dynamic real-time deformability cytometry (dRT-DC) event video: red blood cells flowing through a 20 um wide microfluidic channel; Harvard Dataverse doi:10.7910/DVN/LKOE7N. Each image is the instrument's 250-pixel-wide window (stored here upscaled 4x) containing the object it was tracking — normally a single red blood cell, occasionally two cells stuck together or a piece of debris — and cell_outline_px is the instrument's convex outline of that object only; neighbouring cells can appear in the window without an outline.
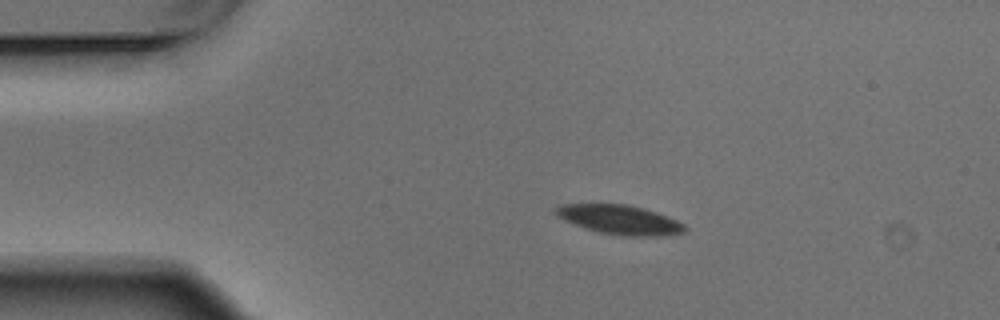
{"species": "Egyptian fruit bat (a non-hibernating species)", "species_latin": "Rousettus aegyptiacus", "temperature_condition": "warm", "stored_images_in_passage": 4, "camera_frame_rate_fps": 3000, "um_per_image_px": 0.085, "animal": {"sex": "male"}, "frame": {"image": 1, "passage_image": 2, "time_ms": 0.333, "image_size_px": [1000, 320], "cell_outline_px": [[688, 228], [684, 232], [668, 236], [624, 236], [600, 232], [584, 228], [564, 220], [556, 216], [552, 208], [560, 204], [628, 204], [644, 208], [668, 216], [684, 224]], "centroid_in_image_um": [52.67, 18.67], "position_along_channel_um": 32.3, "area_um2": 22.31}}
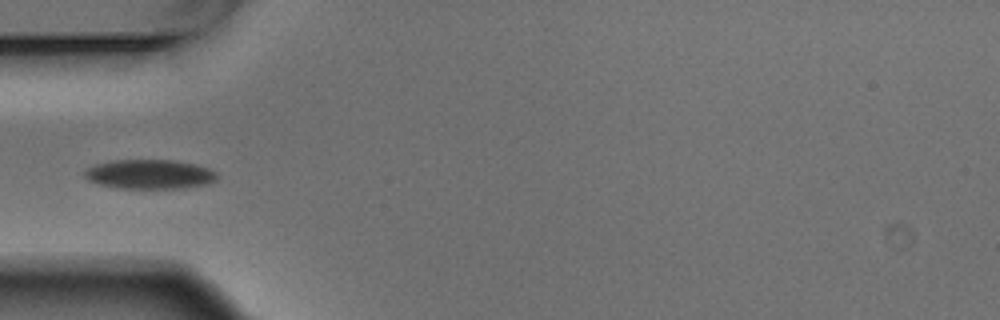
{"frame": {"image": 2, "passage_image": 4, "time_ms": 1.0, "image_size_px": [1000, 320], "cell_outline_px": [[216, 180], [204, 184], [184, 188], [116, 188], [96, 184], [88, 180], [84, 176], [84, 172], [92, 164], [112, 160], [176, 160], [196, 164], [208, 168], [216, 172]], "centroid_in_image_um": [12.66, 14.8], "position_along_channel_um": 72.3, "area_um2": 22.83}}